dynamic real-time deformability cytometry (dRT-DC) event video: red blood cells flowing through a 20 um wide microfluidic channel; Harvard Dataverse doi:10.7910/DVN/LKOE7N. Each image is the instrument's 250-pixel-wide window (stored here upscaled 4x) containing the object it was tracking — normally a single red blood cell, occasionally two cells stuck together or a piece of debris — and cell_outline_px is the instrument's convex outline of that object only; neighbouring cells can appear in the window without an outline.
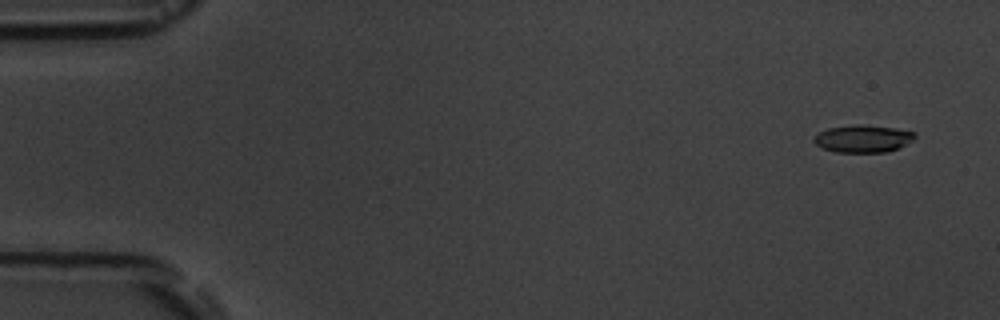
{"species": "common noctule bat (a hibernating species)", "species_latin": "Nyctalus noctula", "temperature_condition": "room temperature", "stored_images_in_passage": 5, "camera_frame_rate_fps": 3000, "um_per_image_px": 0.085, "animal": {"sex": "male", "body_mass_g": 19.5, "forearm_length_mm": 54.6}, "frame": {"image": 1, "passage_image": 1, "time_ms": 0.0, "image_size_px": [1000, 320], "cell_outline_px": [[916, 136], [912, 140], [888, 152], [836, 152], [820, 148], [812, 140], [820, 132], [828, 128], [856, 124], [860, 124], [896, 128], [916, 132]], "centroid_in_image_um": [73.34, 11.78], "position_along_channel_um": 11.7, "area_um2": 16.07}}
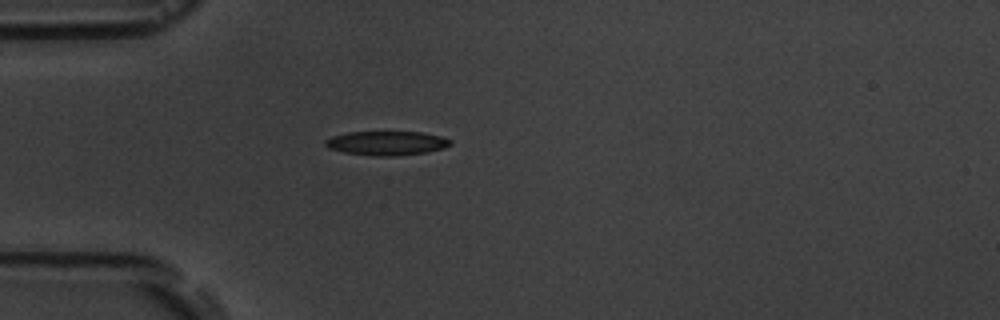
{"frame": {"image": 2, "passage_image": 5, "time_ms": 4.333, "image_size_px": [1000, 320], "cell_outline_px": [[452, 144], [444, 148], [428, 152], [396, 156], [372, 156], [344, 152], [328, 148], [324, 144], [324, 140], [332, 136], [348, 132], [420, 132], [440, 136], [452, 140]], "centroid_in_image_um": [32.86, 12.17], "position_along_channel_um": 52.1, "area_um2": 17.69}}